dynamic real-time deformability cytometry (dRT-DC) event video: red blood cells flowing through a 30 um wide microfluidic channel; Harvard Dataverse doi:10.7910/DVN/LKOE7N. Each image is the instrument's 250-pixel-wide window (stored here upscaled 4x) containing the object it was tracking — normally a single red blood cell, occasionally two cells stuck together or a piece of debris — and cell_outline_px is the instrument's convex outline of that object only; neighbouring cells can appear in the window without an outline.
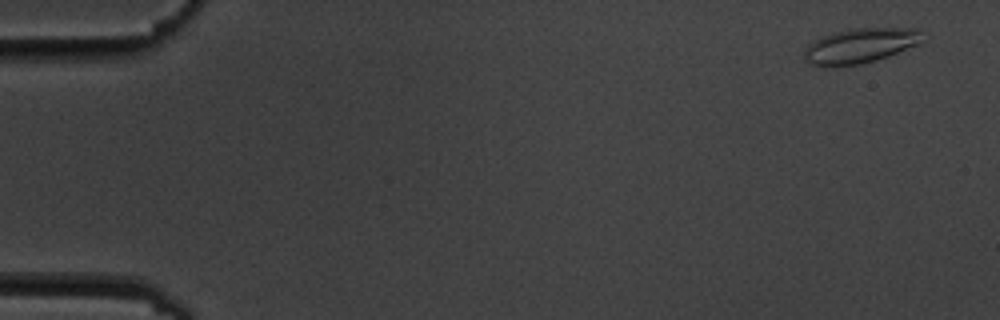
{"species": "common noctule bat (a hibernating species)", "species_latin": "Nyctalus noctula", "temperature_condition": "cold", "stored_images_in_passage": 15, "camera_frame_rate_fps": 3000, "um_per_image_px": 0.085, "animal": {"sex": "male", "body_mass_g": 19.5, "forearm_length_mm": 54.6}, "frame": {"image": 1, "passage_image": 1, "time_ms": 0.0, "image_size_px": [1000, 320], "cell_outline_px": [[928, 36], [924, 40], [916, 44], [888, 56], [876, 60], [860, 64], [832, 68], [808, 64], [804, 60], [804, 48], [808, 44], [820, 36], [852, 28], [920, 28]], "centroid_in_image_um": [73.1, 3.89], "position_along_channel_um": 11.9, "area_um2": 24.62}}
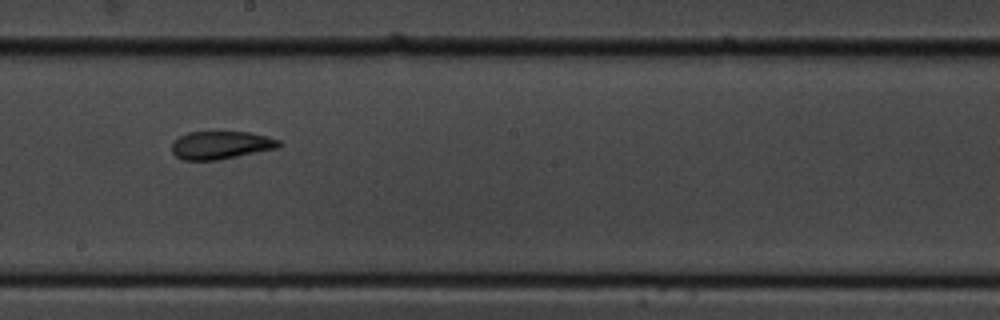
{"frame": {"image": 2, "passage_image": 9, "time_ms": 10.0, "image_size_px": [1000, 320], "cell_outline_px": [[280, 144], [276, 148], [216, 160], [184, 160], [176, 156], [172, 152], [172, 144], [180, 136], [188, 132], [248, 132], [268, 136], [280, 140]], "centroid_in_image_um": [18.76, 12.33], "position_along_channel_um": 229.4, "area_um2": 17.17}}
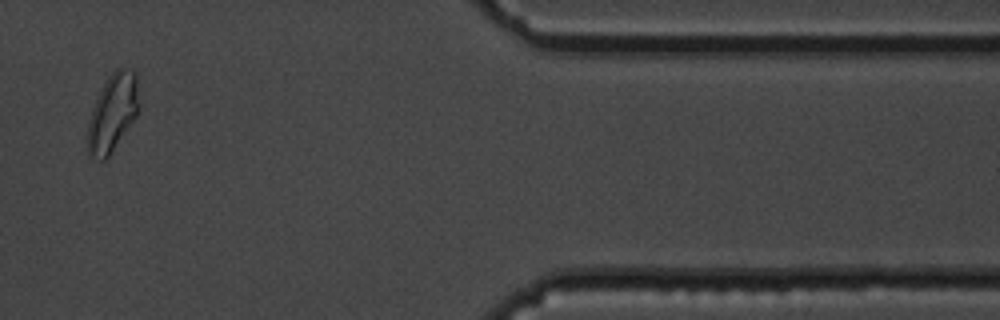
{"frame": {"image": 3, "passage_image": 14, "time_ms": 16.0, "image_size_px": [1000, 320], "cell_outline_px": [[140, 104], [136, 116], [108, 156], [104, 160], [100, 160], [88, 156], [88, 120], [96, 96], [108, 76], [116, 68], [124, 68], [136, 72]], "centroid_in_image_um": [9.57, 9.54], "position_along_channel_um": 401.8, "area_um2": 23.18}, "authors_computed_cell_mechanics": {"area_um2": 19.1896, "velocity_mm_per_s": 3.492, "shape_relaxation_time_tau1_ms": null, "shape_relaxation_time_tau2_ms": 1.4711, "deformation_change_tau1": null, "deformation_change_tau2": 0.0582}}